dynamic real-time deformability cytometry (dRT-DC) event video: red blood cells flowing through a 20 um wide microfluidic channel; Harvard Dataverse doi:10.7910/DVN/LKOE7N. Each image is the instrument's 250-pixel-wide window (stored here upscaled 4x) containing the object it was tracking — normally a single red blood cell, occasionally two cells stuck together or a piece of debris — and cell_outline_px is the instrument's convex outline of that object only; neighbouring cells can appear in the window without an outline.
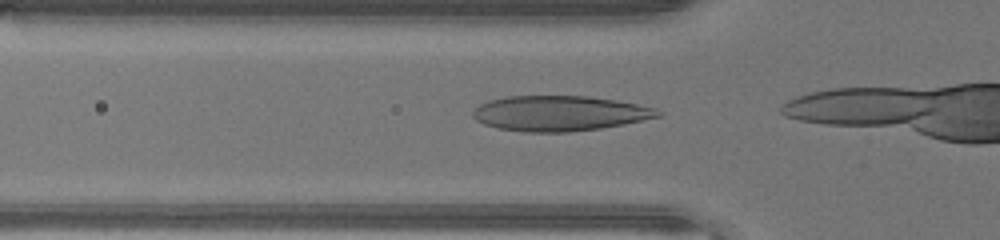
{"species": "human", "species_latin": "Homo sapiens", "temperature_condition": "warm", "stored_images_in_passage": 13, "camera_frame_rate_fps": 3000, "um_per_image_px": 0.085, "donor": {"sex": "male"}, "frame": {"image": 1, "passage_image": 11, "time_ms": 3.333, "image_size_px": [1000, 240], "cell_outline_px": [[664, 112], [660, 116], [624, 124], [600, 128], [568, 132], [524, 132], [500, 128], [484, 124], [476, 120], [472, 116], [472, 112], [480, 104], [488, 100], [504, 96], [588, 96], [616, 100], [656, 108]], "centroid_in_image_um": [47.55, 9.63], "position_along_channel_um": 78.2, "area_um2": 37.97}}